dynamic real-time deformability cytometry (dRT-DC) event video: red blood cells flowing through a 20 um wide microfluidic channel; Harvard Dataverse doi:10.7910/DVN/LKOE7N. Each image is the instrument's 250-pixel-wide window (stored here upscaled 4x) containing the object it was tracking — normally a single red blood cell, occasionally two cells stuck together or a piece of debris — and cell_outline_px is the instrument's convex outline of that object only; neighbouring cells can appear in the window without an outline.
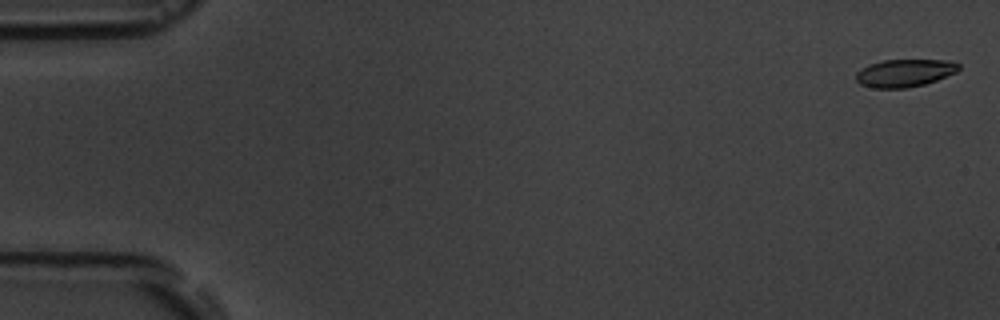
{"species": "common noctule bat (a hibernating species)", "species_latin": "Nyctalus noctula", "temperature_condition": "room temperature", "stored_images_in_passage": 5, "camera_frame_rate_fps": 3000, "um_per_image_px": 0.085, "animal": {"sex": "male", "body_mass_g": 19.5, "forearm_length_mm": 54.6}, "frame": {"image": 1, "passage_image": 1, "time_ms": 0.0, "image_size_px": [1000, 320], "cell_outline_px": [[960, 68], [956, 72], [936, 80], [924, 84], [908, 88], [872, 88], [860, 84], [856, 80], [856, 72], [860, 68], [868, 64], [884, 60], [944, 60], [960, 64]], "centroid_in_image_um": [76.85, 6.21], "position_along_channel_um": 8.2, "area_um2": 16.59}}
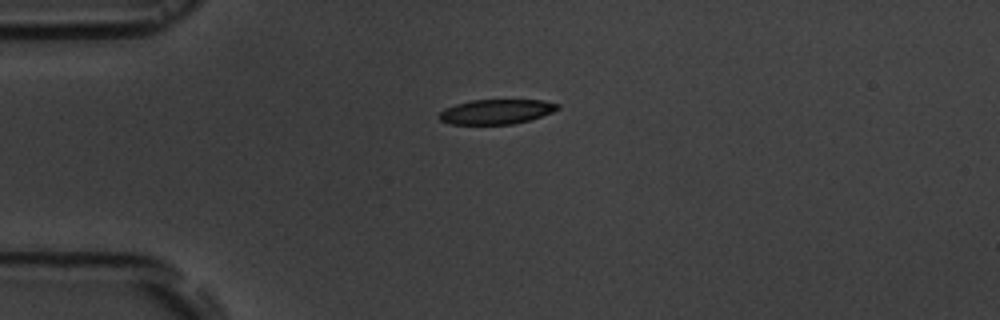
{"frame": {"image": 2, "passage_image": 4, "time_ms": 4.333, "image_size_px": [1000, 320], "cell_outline_px": [[560, 108], [552, 112], [528, 120], [512, 124], [448, 124], [440, 120], [440, 112], [444, 108], [456, 104], [472, 100], [544, 100], [560, 104]], "centroid_in_image_um": [42.19, 9.49], "position_along_channel_um": 42.8, "area_um2": 16.99}}